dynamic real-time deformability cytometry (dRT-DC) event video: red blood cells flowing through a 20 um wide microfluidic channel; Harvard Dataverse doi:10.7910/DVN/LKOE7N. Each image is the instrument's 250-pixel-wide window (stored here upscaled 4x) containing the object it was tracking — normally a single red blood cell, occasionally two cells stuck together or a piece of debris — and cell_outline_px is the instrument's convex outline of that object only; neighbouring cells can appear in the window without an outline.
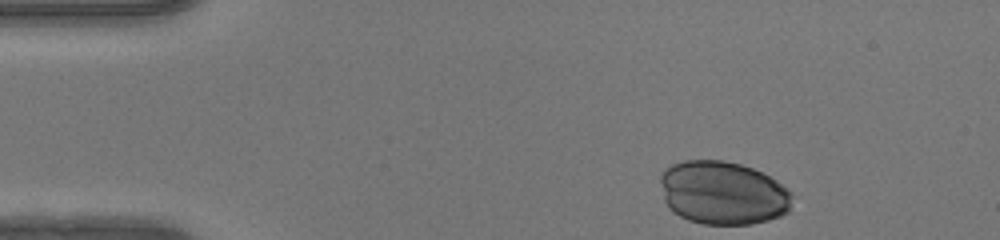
{"species": "human", "species_latin": "Homo sapiens", "temperature_condition": "warm", "stored_images_in_passage": 35, "camera_frame_rate_fps": 3000, "um_per_image_px": 0.085, "donor": {"sex": "female"}, "frame": {"image": 1, "passage_image": 1, "time_ms": 0.0, "image_size_px": [1000, 240], "cell_outline_px": [[792, 196], [788, 212], [780, 216], [768, 220], [752, 224], [704, 224], [688, 220], [680, 216], [668, 208], [664, 200], [660, 180], [660, 176], [672, 164], [684, 160], [724, 160], [740, 164], [752, 168], [776, 180]], "centroid_in_image_um": [61.42, 16.4], "position_along_channel_um": 23.6, "area_um2": 48.49}}
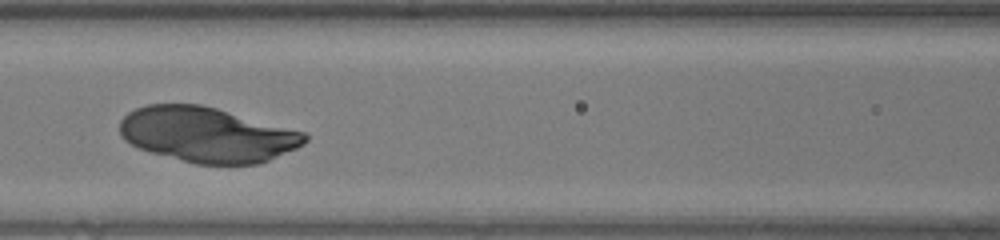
{"frame": {"image": 2, "passage_image": 16, "time_ms": 5.0, "image_size_px": [1000, 240], "cell_outline_px": [[308, 140], [304, 144], [296, 148], [260, 164], [196, 164], [152, 152], [140, 148], [124, 140], [120, 136], [120, 120], [128, 112], [136, 108], [148, 104], [200, 104], [216, 108], [304, 132], [308, 136]], "centroid_in_image_um": [17.59, 11.44], "position_along_channel_um": 149.0, "area_um2": 59.07}}
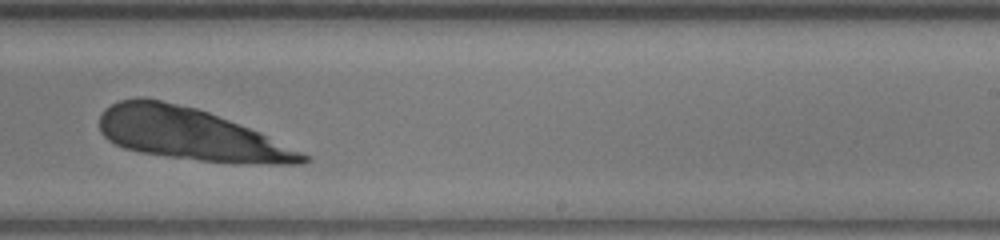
{"frame": {"image": 3, "passage_image": 25, "time_ms": 8.0, "image_size_px": [1000, 240], "cell_outline_px": [[308, 160], [300, 164], [268, 164], [200, 160], [168, 156], [140, 152], [124, 148], [108, 140], [100, 132], [100, 116], [104, 108], [120, 100], [136, 96], [144, 96], [196, 108], [208, 112], [260, 132], [308, 156]], "centroid_in_image_um": [16.09, 11.38], "position_along_channel_um": 272.9, "area_um2": 60.63}}